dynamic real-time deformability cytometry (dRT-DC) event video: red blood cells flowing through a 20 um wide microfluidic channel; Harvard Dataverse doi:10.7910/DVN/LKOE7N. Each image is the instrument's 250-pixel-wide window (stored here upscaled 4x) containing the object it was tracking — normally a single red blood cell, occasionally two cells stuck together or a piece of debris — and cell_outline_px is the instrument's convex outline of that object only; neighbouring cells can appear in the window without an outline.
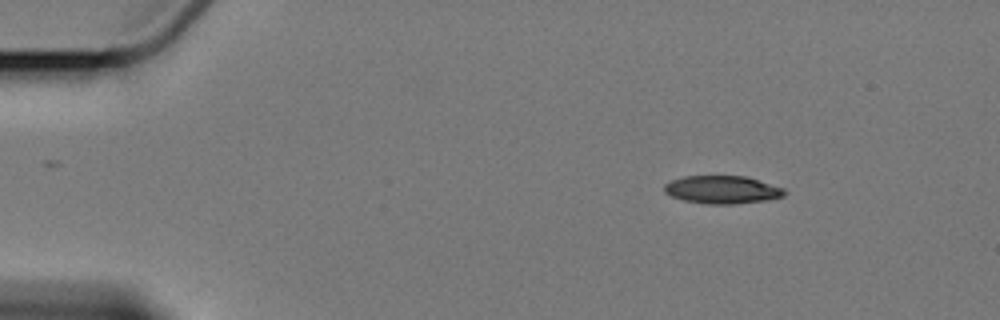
{"species": "Egyptian fruit bat (a non-hibernating species)", "species_latin": "Rousettus aegyptiacus", "temperature_condition": "cold", "stored_images_in_passage": 6, "camera_frame_rate_fps": 3000, "um_per_image_px": 0.085, "animal": {"sex": "female"}, "frame": {"image": 1, "passage_image": 3, "time_ms": 2.333, "image_size_px": [1000, 320], "cell_outline_px": [[788, 192], [784, 196], [764, 200], [732, 204], [708, 204], [684, 200], [672, 196], [664, 192], [664, 184], [672, 180], [684, 176], [748, 176], [784, 188]], "centroid_in_image_um": [61.41, 16.11], "position_along_channel_um": 23.6, "area_um2": 19.54}}
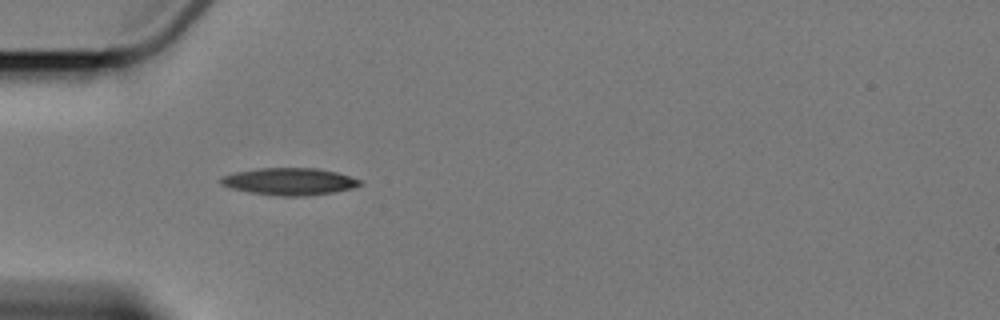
{"frame": {"image": 2, "passage_image": 5, "time_ms": 5.667, "image_size_px": [1000, 320], "cell_outline_px": [[364, 184], [356, 188], [332, 192], [304, 196], [284, 196], [248, 192], [232, 188], [220, 184], [220, 176], [236, 172], [260, 168], [320, 168], [336, 172], [364, 180]], "centroid_in_image_um": [24.66, 15.42], "position_along_channel_um": 60.3, "area_um2": 22.14}}